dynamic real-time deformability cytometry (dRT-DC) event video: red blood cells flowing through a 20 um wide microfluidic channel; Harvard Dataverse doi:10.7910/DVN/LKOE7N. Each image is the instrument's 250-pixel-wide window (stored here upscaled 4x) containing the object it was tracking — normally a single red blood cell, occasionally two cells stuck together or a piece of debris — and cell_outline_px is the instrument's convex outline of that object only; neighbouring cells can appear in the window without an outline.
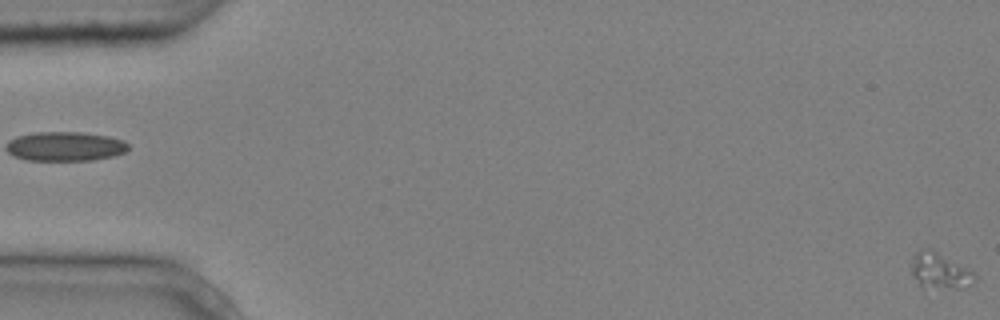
{"species": "common noctule bat (a hibernating species)", "species_latin": "Nyctalus noctula", "temperature_condition": "cold", "stored_images_in_passage": 5, "segment_of_instrument_passage": [2, 2], "camera_frame_rate_fps": 3000, "um_per_image_px": 0.085, "animal": {"sex": "male", "body_mass_g": 20.4}, "frame": {"image": 1, "passage_image": 5, "time_ms": 1.333, "image_size_px": [1000, 320], "cell_outline_px": [[976, 280], [972, 284], [964, 288], [920, 288], [912, 276], [912, 264], [916, 252], [920, 248], [932, 248], [972, 268], [976, 276]], "centroid_in_image_um": [79.93, 23.02], "position_along_channel_um": 5.1, "area_um2": 13.93}}